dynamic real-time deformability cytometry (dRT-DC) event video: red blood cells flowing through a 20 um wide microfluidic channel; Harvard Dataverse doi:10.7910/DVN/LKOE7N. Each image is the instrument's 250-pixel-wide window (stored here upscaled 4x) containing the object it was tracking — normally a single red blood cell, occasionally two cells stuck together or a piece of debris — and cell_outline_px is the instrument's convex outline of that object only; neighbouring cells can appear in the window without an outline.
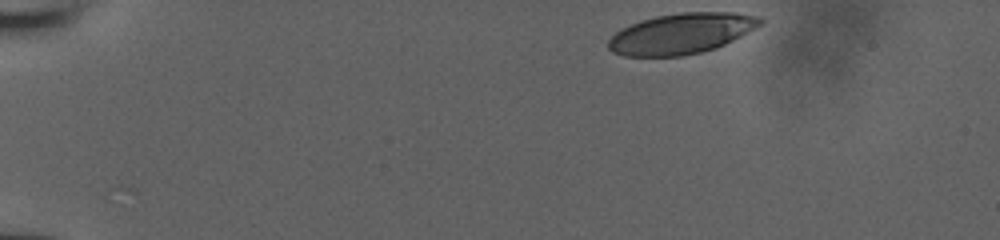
{"species": "human", "species_latin": "Homo sapiens", "temperature_condition": "room temperature", "stored_images_in_passage": 37, "camera_frame_rate_fps": 3000, "um_per_image_px": 0.085, "donor": {"sex": "male"}, "frame": {"image": 1, "passage_image": 1, "time_ms": 0.0, "image_size_px": [1000, 240], "cell_outline_px": [[764, 20], [760, 24], [740, 36], [716, 48], [700, 52], [680, 56], [624, 56], [612, 52], [608, 48], [608, 40], [616, 32], [640, 20], [656, 16], [680, 12], [736, 12], [756, 16]], "centroid_in_image_um": [57.88, 2.85], "position_along_channel_um": 27.1, "area_um2": 35.6}}
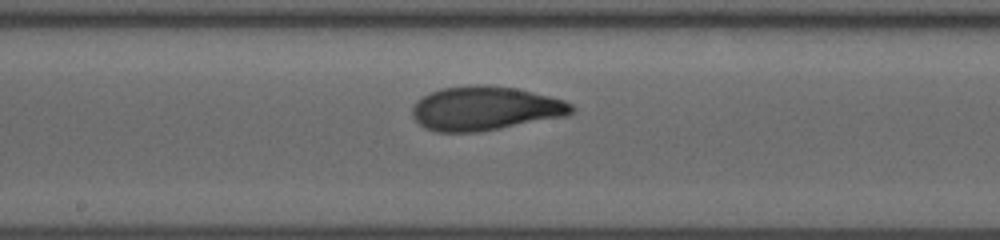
{"frame": {"image": 2, "passage_image": 22, "time_ms": 7.0, "image_size_px": [1000, 240], "cell_outline_px": [[576, 112], [568, 116], [476, 132], [436, 132], [424, 128], [412, 116], [412, 108], [416, 100], [440, 88], [476, 84], [480, 84], [516, 88], [564, 100], [572, 104], [576, 108]], "centroid_in_image_um": [41.25, 9.21], "position_along_channel_um": 206.9, "area_um2": 40.98}}
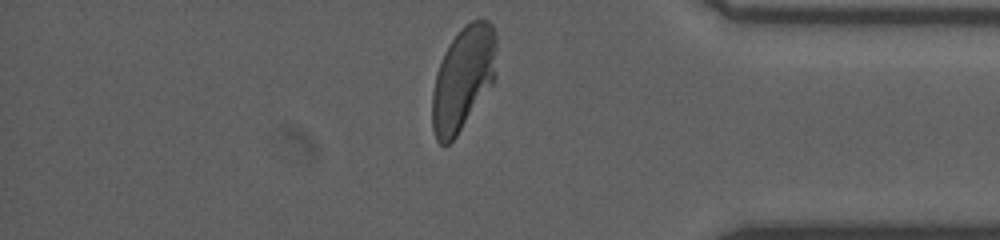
{"frame": {"image": 3, "passage_image": 37, "time_ms": 12.0, "image_size_px": [1000, 240], "cell_outline_px": [[496, 48], [492, 84], [456, 136], [444, 148], [436, 140], [432, 128], [432, 92], [436, 72], [444, 52], [460, 28], [464, 24], [472, 20], [488, 20], [492, 24], [496, 32]], "centroid_in_image_um": [39.33, 6.66], "position_along_channel_um": 395.9, "area_um2": 38.67}}